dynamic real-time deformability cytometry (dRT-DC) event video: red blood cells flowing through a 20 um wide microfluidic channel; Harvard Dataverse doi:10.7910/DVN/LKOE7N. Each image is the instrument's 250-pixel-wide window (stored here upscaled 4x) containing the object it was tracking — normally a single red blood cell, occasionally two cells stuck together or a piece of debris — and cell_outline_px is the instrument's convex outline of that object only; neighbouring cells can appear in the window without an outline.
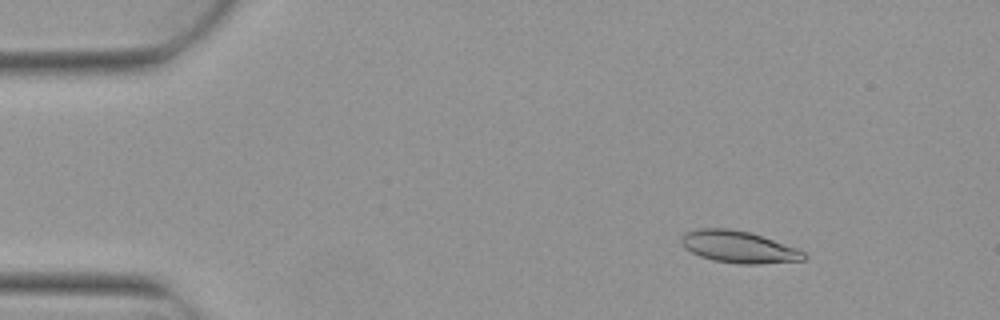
{"species": "Egyptian fruit bat (a non-hibernating species)", "species_latin": "Rousettus aegyptiacus", "temperature_condition": "warm", "stored_images_in_passage": 4, "camera_frame_rate_fps": 3000, "um_per_image_px": 0.085, "animal": {"sex": "female"}, "frame": {"image": 1, "passage_image": 2, "time_ms": 0.333, "image_size_px": [1000, 320], "cell_outline_px": [[808, 256], [804, 260], [756, 264], [740, 264], [712, 260], [700, 256], [684, 248], [680, 240], [680, 236], [688, 232], [700, 228], [728, 228], [748, 232], [796, 248], [804, 252]], "centroid_in_image_um": [62.75, 20.99], "position_along_channel_um": 22.2, "area_um2": 22.54}}